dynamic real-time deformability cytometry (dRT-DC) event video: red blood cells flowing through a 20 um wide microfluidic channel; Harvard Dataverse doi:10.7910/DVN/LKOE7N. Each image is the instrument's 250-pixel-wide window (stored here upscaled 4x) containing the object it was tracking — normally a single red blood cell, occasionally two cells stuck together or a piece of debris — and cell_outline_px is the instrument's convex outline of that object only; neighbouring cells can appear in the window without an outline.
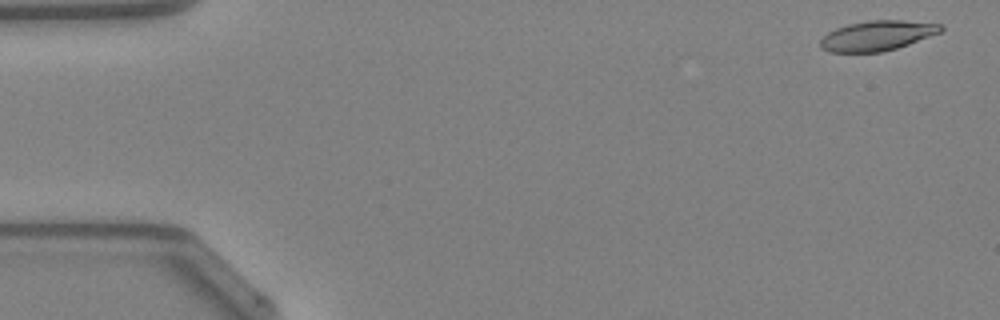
{"species": "Egyptian fruit bat (a non-hibernating species)", "species_latin": "Rousettus aegyptiacus", "temperature_condition": "warm", "stored_images_in_passage": 40, "camera_frame_rate_fps": 3000, "um_per_image_px": 0.085, "animal": {"sex": "female"}, "frame": {"image": 1, "passage_image": 2, "time_ms": 0.333, "image_size_px": [1000, 320], "cell_outline_px": [[944, 28], [940, 32], [908, 44], [884, 52], [828, 52], [820, 48], [820, 40], [828, 32], [836, 28], [848, 24], [868, 20], [904, 20], [944, 24]], "centroid_in_image_um": [74.55, 3.02], "position_along_channel_um": 10.4, "area_um2": 21.1}}
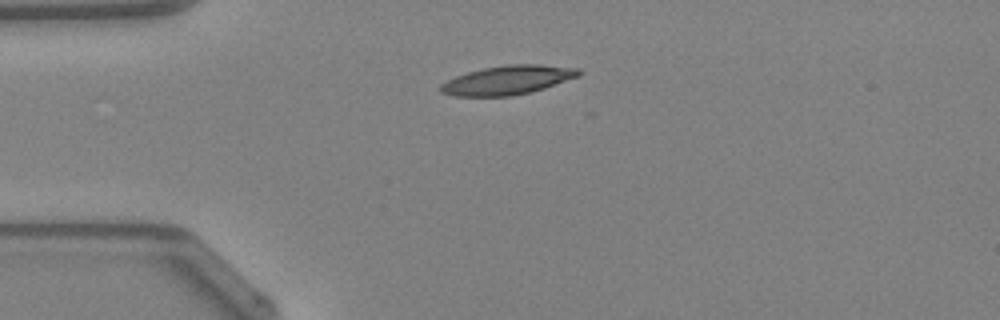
{"frame": {"image": 2, "passage_image": 12, "time_ms": 3.667, "image_size_px": [1000, 320], "cell_outline_px": [[580, 76], [532, 92], [512, 96], [456, 96], [440, 92], [436, 88], [440, 84], [456, 76], [468, 72], [484, 68], [504, 64], [540, 64], [580, 68]], "centroid_in_image_um": [43.15, 6.8], "position_along_channel_um": 41.9, "area_um2": 23.52}}
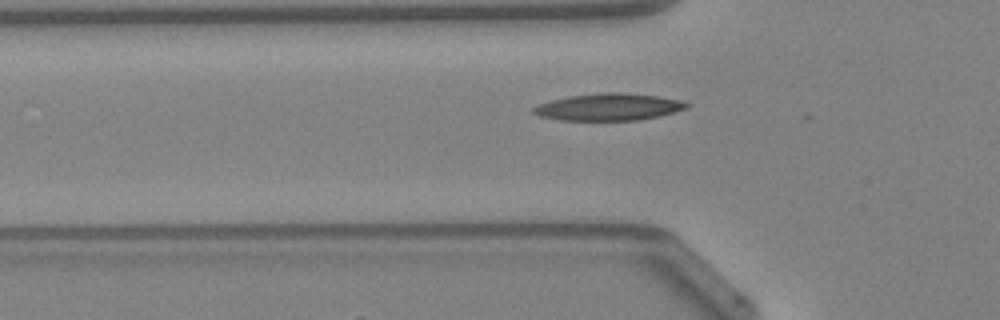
{"frame": {"image": 3, "passage_image": 16, "time_ms": 5.0, "image_size_px": [1000, 320], "cell_outline_px": [[688, 108], [660, 116], [636, 120], [560, 120], [540, 116], [532, 112], [532, 108], [536, 104], [568, 96], [604, 92], [620, 92], [660, 96], [680, 100], [688, 104]], "centroid_in_image_um": [51.72, 9.09], "position_along_channel_um": 74.1, "area_um2": 24.16}, "authors_computed_cell_mechanics": {"area_um2": 22.4264, "velocity_mm_per_s": 4.283, "shape_relaxation_time_tau1_ms": null, "shape_relaxation_time_tau2_ms": 5.7237, "deformation_change_tau1": null, "deformation_change_tau2": 0.1397}}